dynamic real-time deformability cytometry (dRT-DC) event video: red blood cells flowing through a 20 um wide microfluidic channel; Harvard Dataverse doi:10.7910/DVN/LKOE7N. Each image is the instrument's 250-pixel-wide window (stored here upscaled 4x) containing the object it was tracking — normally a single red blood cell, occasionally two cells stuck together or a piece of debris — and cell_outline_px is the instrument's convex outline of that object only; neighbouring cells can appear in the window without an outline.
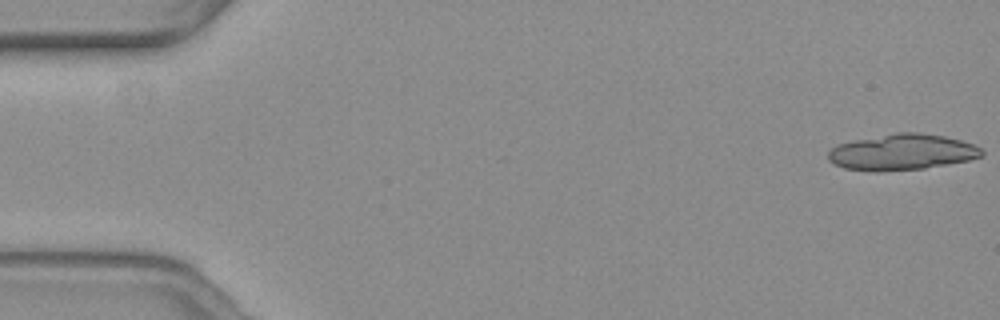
{"species": "common noctule bat (a hibernating species)", "species_latin": "Nyctalus noctula", "temperature_condition": "warm", "stored_images_in_passage": 17, "camera_frame_rate_fps": 3000, "um_per_image_px": 0.085, "animal": {"sex": "female", "body_mass_g": 19.3, "forearm_length_mm": 54.1}, "frame": {"image": 1, "passage_image": 1, "time_ms": 0.0, "image_size_px": [1000, 320], "cell_outline_px": [[984, 152], [980, 156], [968, 160], [924, 168], [844, 168], [828, 160], [828, 152], [832, 148], [840, 144], [856, 140], [896, 132], [920, 132], [944, 136], [960, 140], [972, 144], [980, 148]], "centroid_in_image_um": [76.73, 12.87], "position_along_channel_um": 8.3, "area_um2": 30.69}}